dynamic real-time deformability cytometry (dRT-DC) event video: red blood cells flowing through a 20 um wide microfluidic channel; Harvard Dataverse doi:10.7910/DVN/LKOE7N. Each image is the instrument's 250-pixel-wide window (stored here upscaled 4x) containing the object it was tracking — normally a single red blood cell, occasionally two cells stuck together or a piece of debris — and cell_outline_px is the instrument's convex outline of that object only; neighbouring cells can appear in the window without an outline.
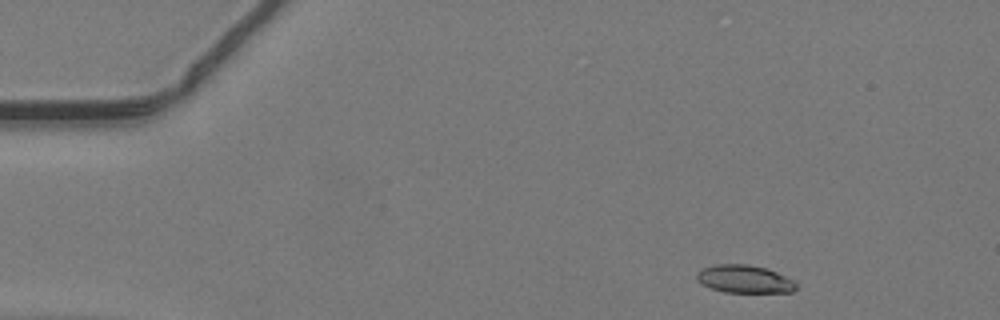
{"species": "common noctule bat (a hibernating species)", "species_latin": "Nyctalus noctula", "temperature_condition": "warm", "stored_images_in_passage": 42, "camera_frame_rate_fps": 3000, "um_per_image_px": 0.085, "animal": {"sex": "male", "body_mass_g": 19.2, "forearm_length_mm": 51.8}, "frame": {"image": 1, "passage_image": 1, "time_ms": 0.0, "image_size_px": [1000, 320], "cell_outline_px": [[796, 288], [792, 292], [724, 292], [700, 284], [696, 280], [696, 272], [700, 268], [716, 264], [748, 264], [764, 268], [776, 272], [796, 280]], "centroid_in_image_um": [63.24, 23.71], "position_along_channel_um": 21.8, "area_um2": 16.3}}
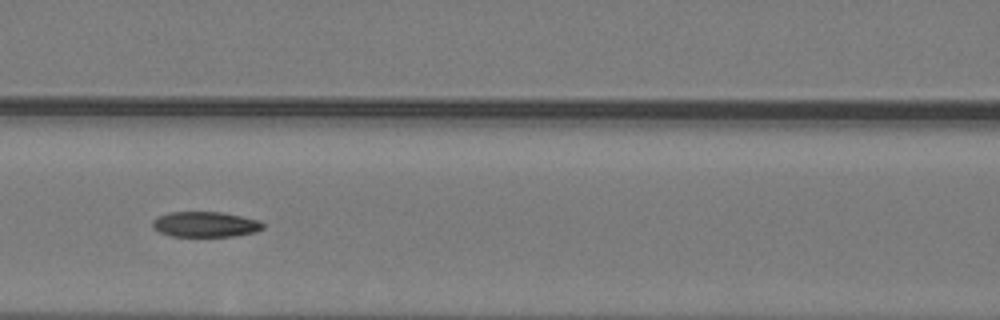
{"frame": {"image": 2, "passage_image": 16, "time_ms": 5.0, "image_size_px": [1000, 320], "cell_outline_px": [[264, 228], [256, 232], [236, 236], [172, 236], [160, 232], [152, 228], [152, 220], [168, 212], [220, 212], [260, 220], [264, 224]], "centroid_in_image_um": [17.47, 19.07], "position_along_channel_um": 149.1, "area_um2": 16.36}}
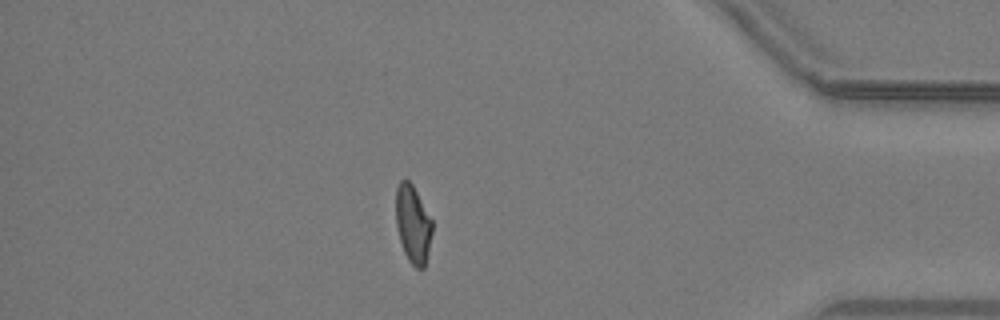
{"frame": {"image": 3, "passage_image": 36, "time_ms": 11.667, "image_size_px": [1000, 320], "cell_outline_px": [[432, 232], [428, 252], [424, 268], [416, 268], [408, 260], [404, 252], [400, 240], [396, 224], [396, 188], [400, 180], [408, 180], [412, 184], [432, 220]], "centroid_in_image_um": [35.09, 19.05], "position_along_channel_um": 400.1, "area_um2": 16.3}}